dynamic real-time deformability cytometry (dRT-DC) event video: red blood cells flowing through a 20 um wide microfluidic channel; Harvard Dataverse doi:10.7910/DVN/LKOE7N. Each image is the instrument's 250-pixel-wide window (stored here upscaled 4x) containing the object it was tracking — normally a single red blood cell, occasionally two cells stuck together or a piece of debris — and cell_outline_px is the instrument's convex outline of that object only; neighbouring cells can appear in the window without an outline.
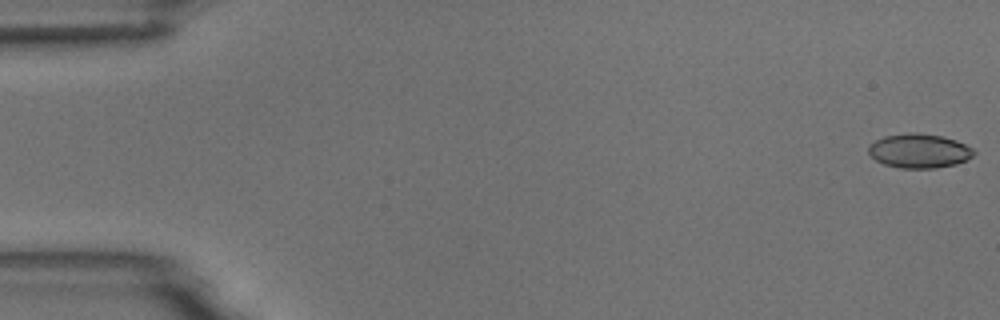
{"species": "common noctule bat (a hibernating species)", "species_latin": "Nyctalus noctula", "temperature_condition": "room temperature", "stored_images_in_passage": 7, "camera_frame_rate_fps": 3000, "um_per_image_px": 0.085, "animal": {"sex": "male", "body_mass_g": 18.8}, "frame": {"image": 1, "passage_image": 1, "time_ms": 0.0, "image_size_px": [1000, 320], "cell_outline_px": [[976, 152], [972, 156], [956, 164], [936, 168], [900, 168], [884, 164], [876, 160], [868, 152], [868, 144], [884, 136], [908, 132], [916, 132], [940, 136], [956, 140], [972, 148]], "centroid_in_image_um": [78.1, 12.82], "position_along_channel_um": 6.9, "area_um2": 20.98}}
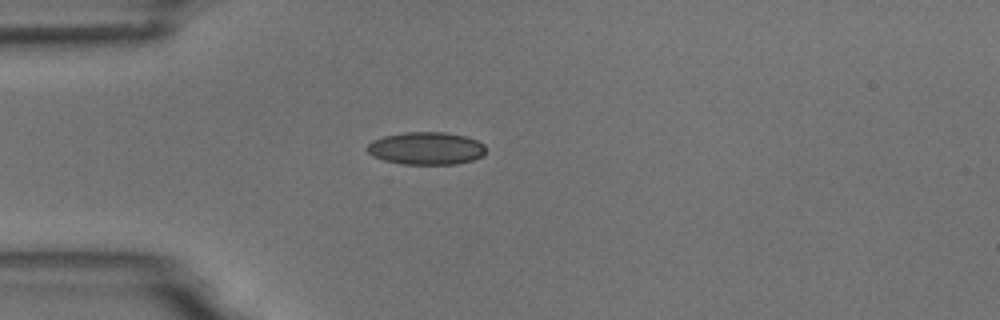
{"frame": {"image": 2, "passage_image": 5, "time_ms": 4.667, "image_size_px": [1000, 320], "cell_outline_px": [[484, 156], [472, 160], [456, 164], [400, 164], [384, 160], [372, 156], [364, 148], [372, 140], [384, 136], [404, 132], [444, 132], [464, 136], [476, 140], [484, 144]], "centroid_in_image_um": [36.19, 12.61], "position_along_channel_um": 48.8, "area_um2": 22.66}}